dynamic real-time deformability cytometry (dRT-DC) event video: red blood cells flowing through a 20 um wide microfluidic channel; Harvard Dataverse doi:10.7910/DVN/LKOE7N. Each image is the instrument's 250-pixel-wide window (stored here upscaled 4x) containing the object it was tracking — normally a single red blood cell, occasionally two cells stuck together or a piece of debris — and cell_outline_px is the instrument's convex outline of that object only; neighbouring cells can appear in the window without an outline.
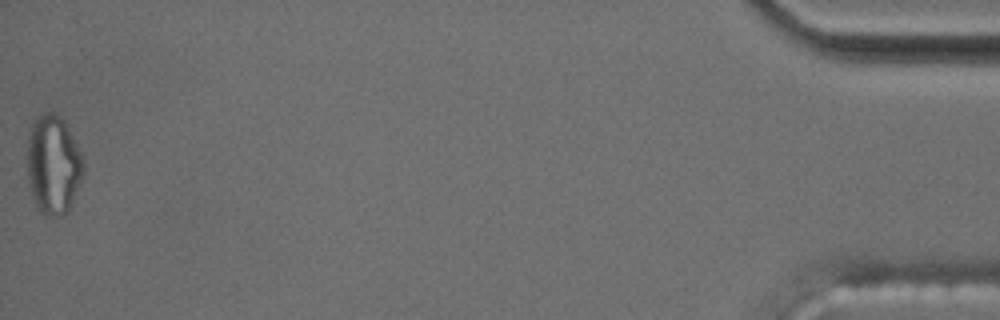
{"species": "common noctule bat (a hibernating species)", "species_latin": "Nyctalus noctula", "temperature_condition": "cold", "stored_images_in_passage": 43, "segment_of_instrument_passage": [2, 2], "camera_frame_rate_fps": 3000, "um_per_image_px": 0.085, "animal": {"sex": "male", "body_mass_g": 17.5, "forearm_length_mm": 52.3}, "frame": {"image": 1, "passage_image": 43, "time_ms": 14.0, "image_size_px": [1000, 320], "cell_outline_px": [[84, 172], [68, 212], [60, 216], [48, 216], [40, 212], [32, 196], [28, 176], [28, 136], [32, 124], [44, 112], [52, 112], [60, 116], [64, 120], [84, 160]], "centroid_in_image_um": [4.54, 14.01], "position_along_channel_um": 430.7, "area_um2": 32.14}}